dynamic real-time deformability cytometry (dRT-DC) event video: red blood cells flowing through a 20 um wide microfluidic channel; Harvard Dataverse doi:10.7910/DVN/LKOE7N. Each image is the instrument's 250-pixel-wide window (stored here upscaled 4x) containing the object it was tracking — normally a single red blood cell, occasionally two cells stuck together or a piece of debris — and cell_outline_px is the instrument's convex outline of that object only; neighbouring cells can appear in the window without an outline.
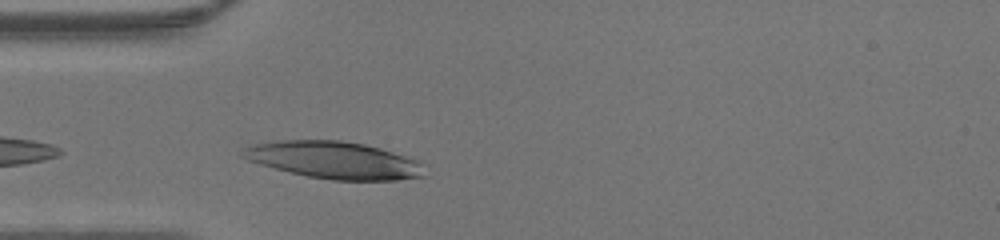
{"species": "human", "species_latin": "Homo sapiens", "temperature_condition": "warm", "stored_images_in_passage": 26, "camera_frame_rate_fps": 3000, "um_per_image_px": 0.085, "donor": {"sex": "male"}, "frame": {"image": 1, "passage_image": 2, "time_ms": 0.333, "image_size_px": [1000, 240], "cell_outline_px": [[424, 176], [396, 180], [332, 180], [308, 176], [260, 164], [248, 160], [240, 156], [240, 152], [244, 148], [252, 144], [272, 140], [340, 140], [364, 144], [380, 148], [416, 160], [420, 164]], "centroid_in_image_um": [28.32, 13.59], "position_along_channel_um": 56.7, "area_um2": 39.02}}
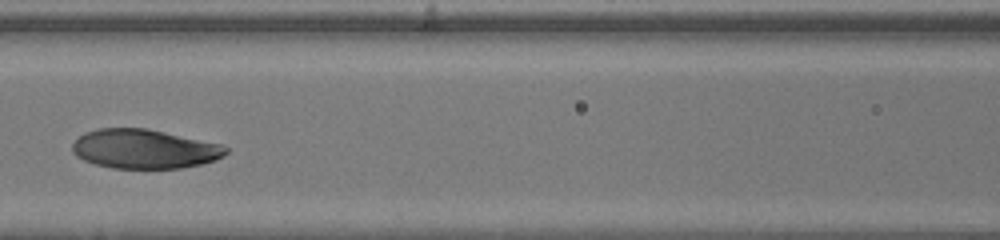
{"frame": {"image": 2, "passage_image": 9, "time_ms": 2.667, "image_size_px": [1000, 240], "cell_outline_px": [[228, 152], [224, 156], [216, 160], [200, 164], [180, 168], [112, 168], [96, 164], [84, 160], [76, 156], [72, 152], [72, 144], [84, 132], [100, 128], [144, 128], [224, 144], [228, 148]], "centroid_in_image_um": [12.29, 12.66], "position_along_channel_um": 154.3, "area_um2": 35.14}}
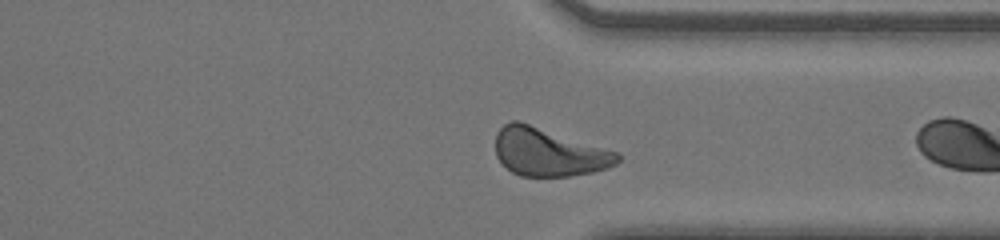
{"frame": {"image": 3, "passage_image": 21, "time_ms": 6.667, "image_size_px": [1000, 240], "cell_outline_px": [[620, 160], [616, 164], [608, 168], [592, 172], [568, 176], [520, 176], [512, 172], [496, 156], [496, 132], [504, 124], [512, 120], [520, 120], [620, 152]], "centroid_in_image_um": [46.67, 12.91], "position_along_channel_um": 364.7, "area_um2": 34.51}}